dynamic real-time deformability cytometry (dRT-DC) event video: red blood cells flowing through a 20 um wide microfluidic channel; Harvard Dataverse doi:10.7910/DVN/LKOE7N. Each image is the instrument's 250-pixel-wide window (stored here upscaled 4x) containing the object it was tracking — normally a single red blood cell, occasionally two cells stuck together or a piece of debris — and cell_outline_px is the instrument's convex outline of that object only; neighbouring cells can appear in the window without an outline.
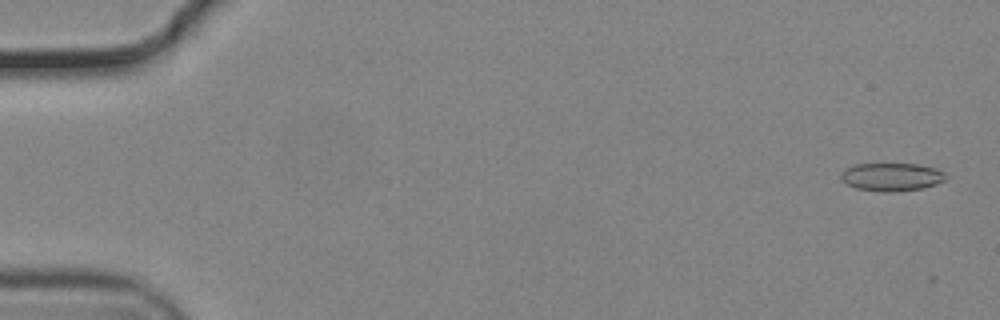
{"species": "common noctule bat (a hibernating species)", "species_latin": "Nyctalus noctula", "temperature_condition": "cold", "stored_images_in_passage": 56, "camera_frame_rate_fps": 3000, "um_per_image_px": 0.085, "animal": {"sex": "male", "body_mass_g": 19.2, "forearm_length_mm": 51.8}, "frame": {"image": 1, "passage_image": 2, "time_ms": 0.333, "image_size_px": [1000, 320], "cell_outline_px": [[944, 180], [936, 184], [924, 188], [892, 192], [880, 192], [856, 188], [848, 184], [840, 176], [840, 172], [856, 164], [916, 164], [936, 168], [944, 172]], "centroid_in_image_um": [75.79, 15.04], "position_along_channel_um": 9.2, "area_um2": 16.99}}
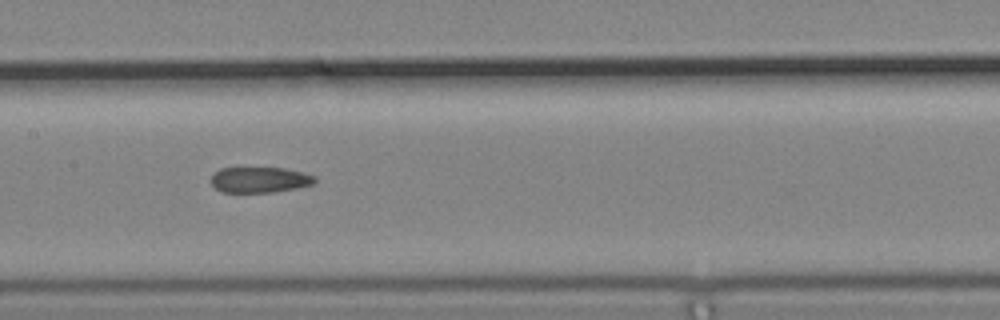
{"frame": {"image": 2, "passage_image": 28, "time_ms": 9.0, "image_size_px": [1000, 320], "cell_outline_px": [[316, 180], [312, 184], [296, 188], [272, 192], [220, 192], [212, 184], [212, 172], [220, 168], [284, 168], [316, 176]], "centroid_in_image_um": [22.04, 15.28], "position_along_channel_um": 185.4, "area_um2": 15.43}}
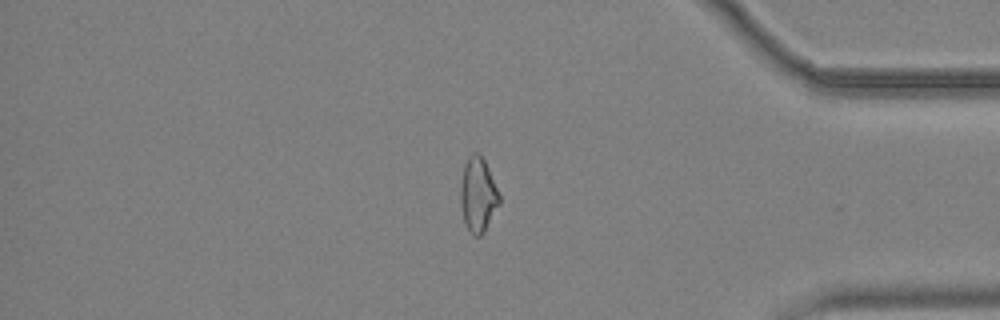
{"frame": {"image": 3, "passage_image": 47, "time_ms": 15.333, "image_size_px": [1000, 320], "cell_outline_px": [[500, 204], [484, 232], [480, 236], [472, 236], [464, 220], [460, 200], [460, 184], [464, 164], [468, 156], [472, 152], [480, 152], [488, 168], [500, 196]], "centroid_in_image_um": [40.62, 16.54], "position_along_channel_um": 394.6, "area_um2": 16.94}, "authors_computed_cell_mechanics": {"area_um2": 16.762, "velocity_mm_per_s": 3.7188, "shape_relaxation_time_tau1_ms": null, "shape_relaxation_time_tau2_ms": 3.5278, "deformation_change_tau1": null, "deformation_change_tau2": 0.1172}}